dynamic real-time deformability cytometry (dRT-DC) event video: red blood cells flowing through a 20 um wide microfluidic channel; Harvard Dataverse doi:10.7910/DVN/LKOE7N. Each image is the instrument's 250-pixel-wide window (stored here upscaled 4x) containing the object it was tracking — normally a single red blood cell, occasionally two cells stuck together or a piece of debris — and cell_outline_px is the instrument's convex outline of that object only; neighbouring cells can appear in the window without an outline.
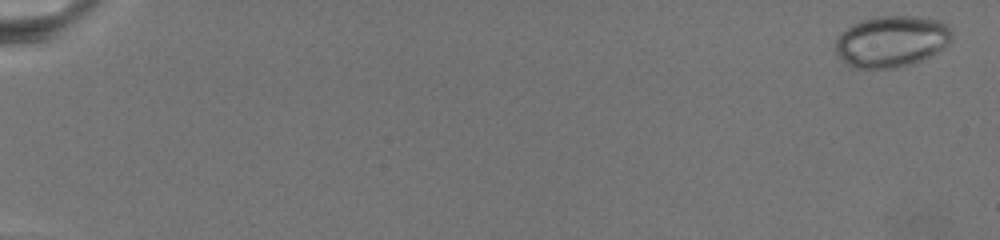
{"species": "common noctule bat (a hibernating species)", "species_latin": "Nyctalus noctula", "temperature_condition": "warm", "stored_images_in_passage": 18, "camera_frame_rate_fps": 3000, "um_per_image_px": 0.085, "animal": {"sex": "female", "body_mass_g": 19.5, "forearm_length_mm": 54.1}, "frame": {"image": 1, "passage_image": 1, "time_ms": 0.0, "image_size_px": [1000, 240], "cell_outline_px": [[952, 40], [944, 48], [920, 60], [900, 68], [856, 68], [840, 60], [832, 48], [836, 40], [848, 28], [864, 20], [880, 16], [912, 16], [936, 20], [948, 24], [952, 32]], "centroid_in_image_um": [75.78, 3.53], "position_along_channel_um": 9.2, "area_um2": 34.68}}
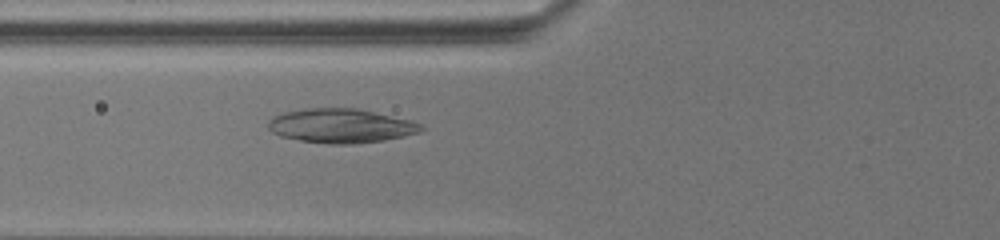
{"frame": {"image": 2, "passage_image": 14, "time_ms": 10.333, "image_size_px": [1000, 240], "cell_outline_px": [[424, 128], [420, 132], [404, 136], [384, 140], [352, 144], [328, 144], [300, 140], [280, 136], [272, 132], [268, 128], [268, 120], [272, 116], [284, 112], [304, 108], [356, 108], [412, 120], [420, 124]], "centroid_in_image_um": [28.95, 10.69], "position_along_channel_um": 96.8, "area_um2": 30.58}}
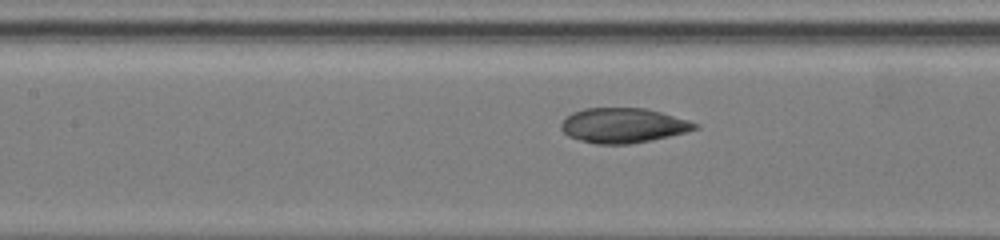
{"frame": {"image": 3, "passage_image": 17, "time_ms": 12.333, "image_size_px": [1000, 240], "cell_outline_px": [[700, 128], [652, 140], [628, 144], [596, 144], [580, 140], [568, 136], [560, 128], [560, 124], [572, 112], [584, 108], [644, 108], [660, 112], [688, 120], [700, 124]], "centroid_in_image_um": [52.96, 10.66], "position_along_channel_um": 154.4, "area_um2": 27.05}}